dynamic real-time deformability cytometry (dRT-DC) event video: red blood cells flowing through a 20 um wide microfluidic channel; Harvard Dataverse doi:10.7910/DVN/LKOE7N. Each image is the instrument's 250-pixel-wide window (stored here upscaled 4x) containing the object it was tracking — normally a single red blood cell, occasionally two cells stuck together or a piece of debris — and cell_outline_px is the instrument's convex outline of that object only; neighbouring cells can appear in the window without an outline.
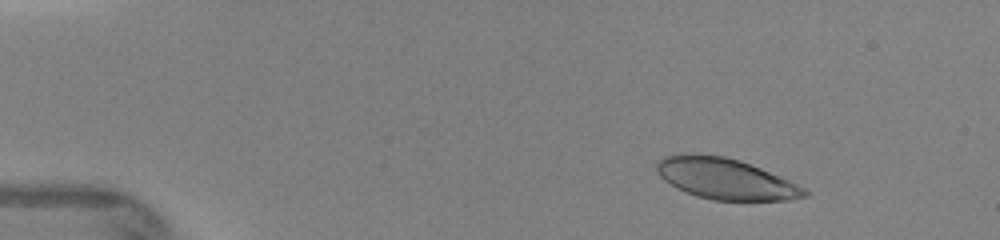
{"species": "human", "species_latin": "Homo sapiens", "temperature_condition": "warm", "stored_images_in_passage": 5, "camera_frame_rate_fps": 3000, "um_per_image_px": 0.085, "donor": {"sex": "female"}, "frame": {"image": 1, "passage_image": 2, "time_ms": 1.333, "image_size_px": [1000, 240], "cell_outline_px": [[808, 196], [788, 200], [712, 200], [696, 196], [676, 188], [664, 180], [656, 172], [656, 160], [664, 156], [680, 152], [696, 152], [724, 156], [740, 160], [780, 176], [804, 188], [808, 192]], "centroid_in_image_um": [61.58, 15.16], "position_along_channel_um": 23.4, "area_um2": 35.66}}
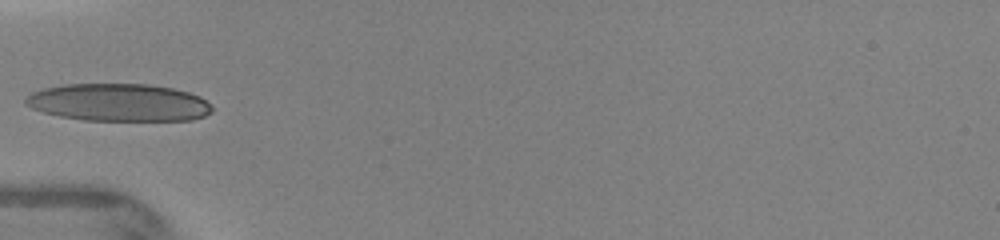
{"frame": {"image": 2, "passage_image": 5, "time_ms": 4.667, "image_size_px": [1000, 240], "cell_outline_px": [[212, 112], [204, 116], [192, 120], [84, 120], [60, 116], [44, 112], [32, 108], [24, 104], [24, 100], [32, 92], [44, 88], [64, 84], [152, 84], [172, 88], [188, 92], [200, 96], [212, 104]], "centroid_in_image_um": [10.11, 8.7], "position_along_channel_um": 74.9, "area_um2": 40.92}}